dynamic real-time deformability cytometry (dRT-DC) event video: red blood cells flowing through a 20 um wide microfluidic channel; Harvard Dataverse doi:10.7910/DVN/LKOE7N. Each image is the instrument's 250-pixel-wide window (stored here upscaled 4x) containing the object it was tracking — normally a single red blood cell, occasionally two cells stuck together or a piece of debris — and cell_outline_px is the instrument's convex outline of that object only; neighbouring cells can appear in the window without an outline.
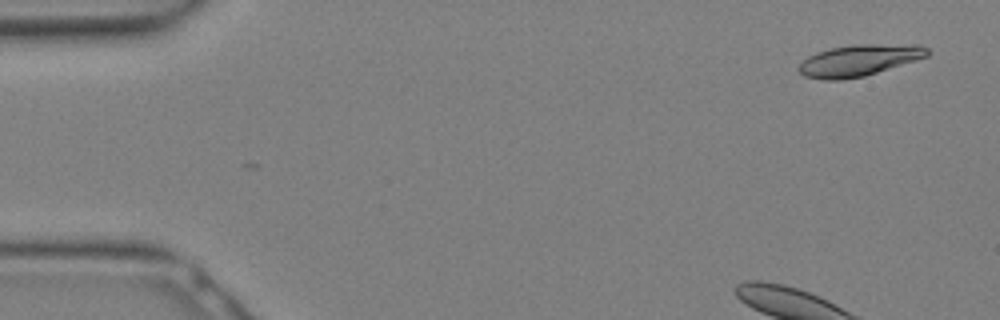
{"species": "Egyptian fruit bat (a non-hibernating species)", "species_latin": "Rousettus aegyptiacus", "temperature_condition": "warm", "stored_images_in_passage": 2, "camera_frame_rate_fps": 3000, "um_per_image_px": 0.085, "animal": {"sex": "female"}, "frame": {"image": 1, "passage_image": 2, "time_ms": 0.333, "image_size_px": [1000, 320], "cell_outline_px": [[928, 56], [916, 60], [864, 76], [840, 80], [824, 80], [804, 76], [796, 68], [808, 56], [816, 52], [832, 48], [852, 44], [920, 44], [928, 48]], "centroid_in_image_um": [73.01, 5.12], "position_along_channel_um": 12.0, "area_um2": 23.58}}